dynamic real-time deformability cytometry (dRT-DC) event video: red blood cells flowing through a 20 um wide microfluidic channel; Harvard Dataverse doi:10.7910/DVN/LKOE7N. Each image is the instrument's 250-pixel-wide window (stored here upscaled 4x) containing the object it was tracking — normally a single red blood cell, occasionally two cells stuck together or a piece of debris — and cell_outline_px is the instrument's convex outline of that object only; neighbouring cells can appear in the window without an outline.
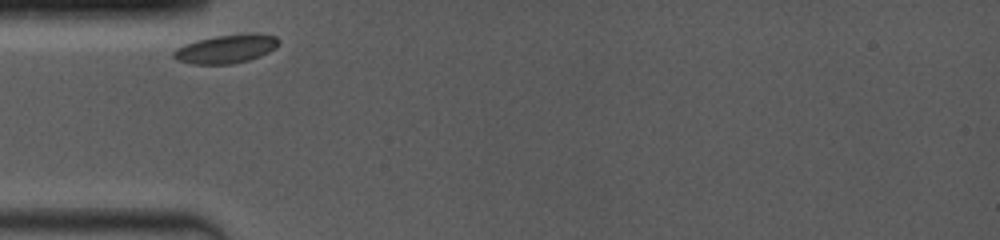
{"species": "common noctule bat (a hibernating species)", "species_latin": "Nyctalus noctula", "temperature_condition": "room temperature", "stored_images_in_passage": 16, "camera_frame_rate_fps": 4000, "um_per_image_px": 0.085, "animal": {"sex": "female", "body_mass_g": 19.0, "forearm_length_mm": 53.3}, "frame": {"image": 1, "passage_image": 1, "time_ms": 0.0, "image_size_px": [1000, 240], "cell_outline_px": [[280, 44], [276, 48], [268, 52], [248, 60], [232, 64], [192, 64], [176, 60], [172, 56], [172, 52], [176, 48], [184, 44], [196, 40], [216, 36], [248, 32], [256, 32], [276, 36], [280, 40]], "centroid_in_image_um": [19.23, 4.13], "position_along_channel_um": 65.8, "area_um2": 17.86}}
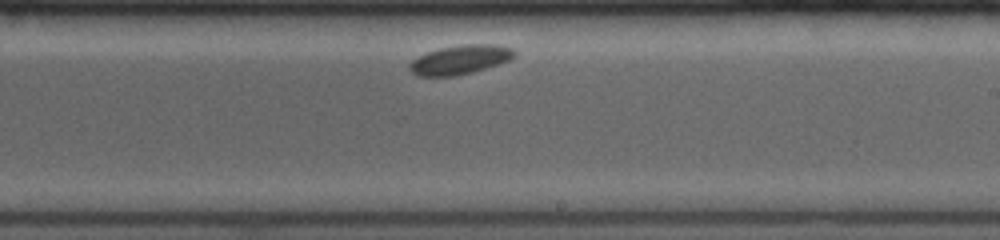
{"frame": {"image": 2, "passage_image": 10, "time_ms": 5.25, "image_size_px": [1000, 240], "cell_outline_px": [[516, 56], [508, 60], [472, 72], [456, 76], [416, 76], [408, 68], [408, 64], [412, 60], [428, 52], [440, 48], [460, 44], [500, 44], [512, 48], [516, 52]], "centroid_in_image_um": [39.1, 5.06], "position_along_channel_um": 249.9, "area_um2": 17.8}}
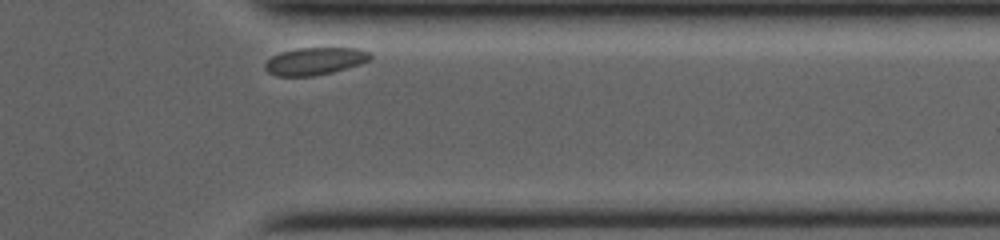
{"frame": {"image": 3, "passage_image": 16, "time_ms": 9.0, "image_size_px": [1000, 240], "cell_outline_px": [[372, 60], [360, 64], [332, 72], [312, 76], [276, 76], [268, 72], [264, 68], [264, 64], [272, 56], [280, 52], [296, 48], [360, 48], [372, 52]], "centroid_in_image_um": [26.8, 5.19], "position_along_channel_um": 384.6, "area_um2": 16.99}}